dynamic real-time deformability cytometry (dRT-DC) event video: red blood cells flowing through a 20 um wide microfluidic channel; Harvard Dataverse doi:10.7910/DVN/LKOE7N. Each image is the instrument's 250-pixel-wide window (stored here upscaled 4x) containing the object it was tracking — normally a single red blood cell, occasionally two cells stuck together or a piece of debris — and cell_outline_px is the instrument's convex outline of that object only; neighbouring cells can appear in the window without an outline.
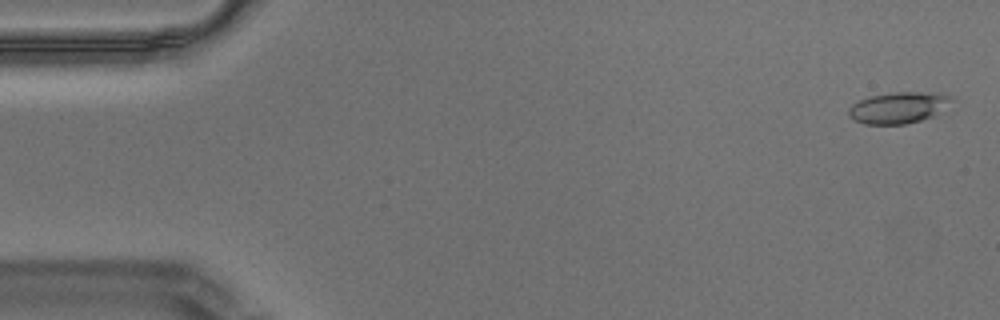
{"species": "Egyptian fruit bat (a non-hibernating species)", "species_latin": "Rousettus aegyptiacus", "temperature_condition": "warm", "stored_images_in_passage": 53, "camera_frame_rate_fps": 3000, "um_per_image_px": 0.085, "animal": {"sex": "male"}, "frame": {"image": 1, "passage_image": 2, "time_ms": 0.333, "image_size_px": [1000, 320], "cell_outline_px": [[948, 100], [932, 116], [920, 120], [904, 124], [864, 124], [852, 120], [848, 116], [848, 108], [852, 104], [868, 96], [892, 92], [920, 92], [948, 96]], "centroid_in_image_um": [76.16, 9.17], "position_along_channel_um": 8.8, "area_um2": 18.09}}
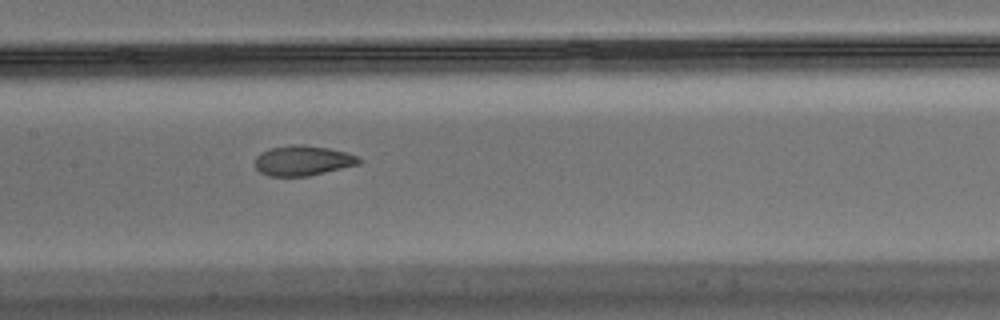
{"frame": {"image": 2, "passage_image": 28, "time_ms": 9.0, "image_size_px": [1000, 320], "cell_outline_px": [[364, 160], [360, 164], [308, 176], [268, 176], [260, 172], [256, 168], [256, 156], [260, 152], [268, 148], [292, 144], [304, 144], [328, 148], [344, 152], [356, 156]], "centroid_in_image_um": [25.72, 13.64], "position_along_channel_um": 181.7, "area_um2": 18.32}}
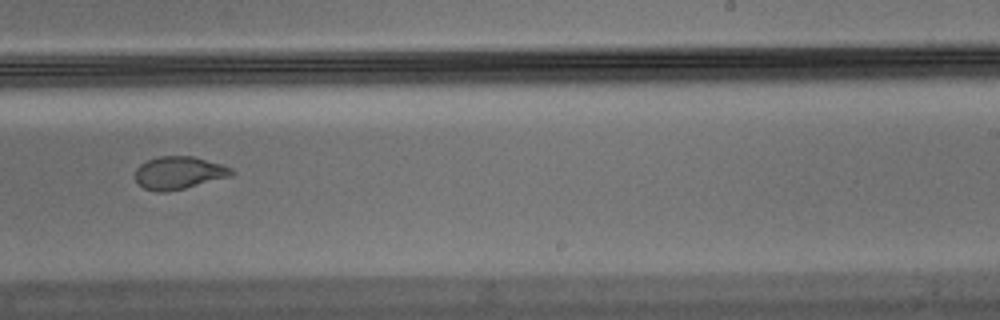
{"frame": {"image": 3, "passage_image": 36, "time_ms": 11.667, "image_size_px": [1000, 320], "cell_outline_px": [[236, 172], [232, 176], [184, 188], [164, 192], [156, 192], [144, 188], [136, 180], [136, 168], [140, 164], [156, 156], [192, 156], [220, 164], [232, 168]], "centroid_in_image_um": [15.21, 14.68], "position_along_channel_um": 273.8, "area_um2": 18.26}, "authors_computed_cell_mechanics": {"area_um2": 18.7272, "velocity_mm_per_s": 3.4643, "shape_relaxation_time_tau1_ms": null, "shape_relaxation_time_tau2_ms": 0.9902, "deformation_change_tau1": null, "deformation_change_tau2": 0.0607}}